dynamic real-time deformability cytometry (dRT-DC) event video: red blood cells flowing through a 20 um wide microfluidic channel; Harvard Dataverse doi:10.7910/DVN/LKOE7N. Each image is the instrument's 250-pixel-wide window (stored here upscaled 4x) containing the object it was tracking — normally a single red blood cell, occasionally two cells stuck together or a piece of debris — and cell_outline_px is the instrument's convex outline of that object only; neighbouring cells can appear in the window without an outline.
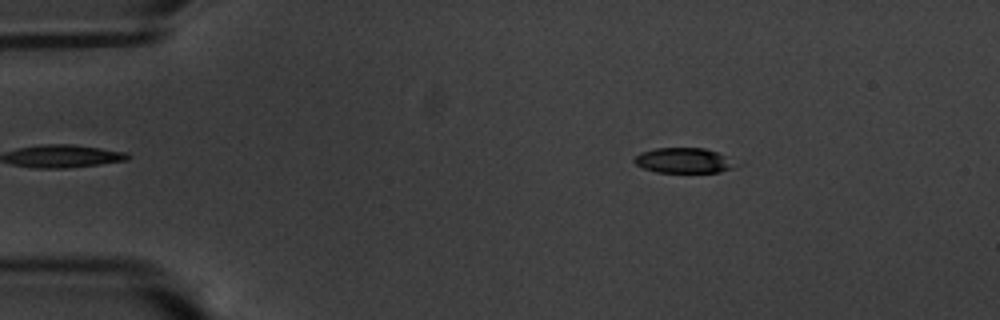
{"species": "common noctule bat (a hibernating species)", "species_latin": "Nyctalus noctula", "temperature_condition": "warm", "stored_images_in_passage": 52, "camera_frame_rate_fps": 3000, "um_per_image_px": 0.085, "animal": {"sex": "male", "body_mass_g": 20.1, "forearm_length_mm": 53.5}, "frame": {"image": 1, "passage_image": 4, "time_ms": 1.0, "image_size_px": [1000, 320], "cell_outline_px": [[744, 164], [720, 172], [656, 172], [644, 168], [636, 164], [632, 160], [640, 152], [656, 148], [704, 148], [716, 152]], "centroid_in_image_um": [58.17, 13.64], "position_along_channel_um": 26.8, "area_um2": 15.03}}
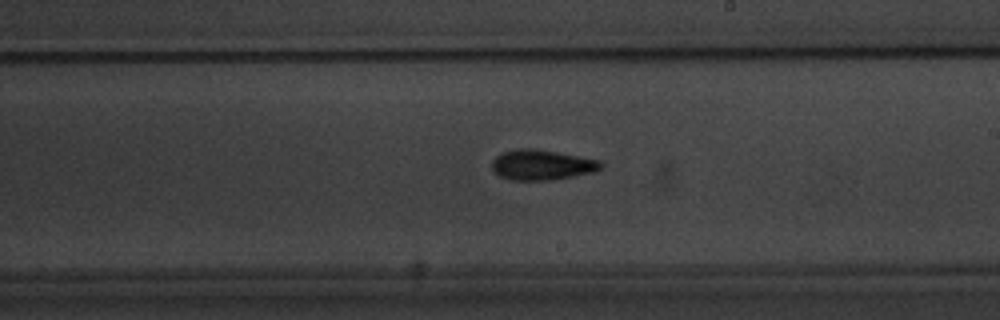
{"frame": {"image": 2, "passage_image": 28, "time_ms": 9.0, "image_size_px": [1000, 320], "cell_outline_px": [[604, 168], [596, 172], [552, 180], [512, 180], [500, 176], [492, 172], [492, 160], [496, 156], [504, 152], [516, 148], [532, 148], [580, 156], [600, 160], [604, 164]], "centroid_in_image_um": [46.09, 14.02], "position_along_channel_um": 242.9, "area_um2": 19.48}}
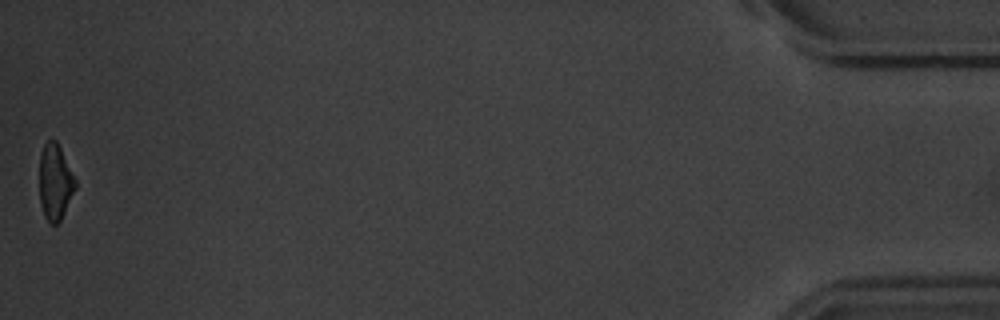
{"frame": {"image": 3, "passage_image": 52, "time_ms": 17.0, "image_size_px": [1000, 320], "cell_outline_px": [[76, 188], [60, 220], [56, 224], [48, 224], [44, 216], [40, 204], [40, 152], [44, 144], [48, 140], [56, 140], [76, 180]], "centroid_in_image_um": [4.67, 15.49], "position_along_channel_um": 430.5, "area_um2": 15.78}, "authors_computed_cell_mechanics": {"area_um2": 17.7446, "velocity_mm_per_s": 3.5174, "shape_relaxation_time_tau1_ms": 3.0772, "shape_relaxation_time_tau2_ms": 5.5228, "deformation_change_tau1": 0.1379, "deformation_change_tau2": 0.1479}}